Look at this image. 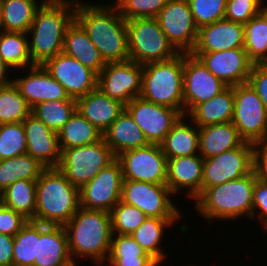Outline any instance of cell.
Segmentation results:
<instances>
[{
    "label": "cell",
    "instance_id": "obj_18",
    "mask_svg": "<svg viewBox=\"0 0 267 266\" xmlns=\"http://www.w3.org/2000/svg\"><path fill=\"white\" fill-rule=\"evenodd\" d=\"M43 66L71 98L78 99L97 88L98 74L63 52L48 59Z\"/></svg>",
    "mask_w": 267,
    "mask_h": 266
},
{
    "label": "cell",
    "instance_id": "obj_14",
    "mask_svg": "<svg viewBox=\"0 0 267 266\" xmlns=\"http://www.w3.org/2000/svg\"><path fill=\"white\" fill-rule=\"evenodd\" d=\"M122 183L121 165L115 159L79 189L80 206L110 213L120 201Z\"/></svg>",
    "mask_w": 267,
    "mask_h": 266
},
{
    "label": "cell",
    "instance_id": "obj_9",
    "mask_svg": "<svg viewBox=\"0 0 267 266\" xmlns=\"http://www.w3.org/2000/svg\"><path fill=\"white\" fill-rule=\"evenodd\" d=\"M231 122L245 142L255 144L267 140V110L248 82L234 86Z\"/></svg>",
    "mask_w": 267,
    "mask_h": 266
},
{
    "label": "cell",
    "instance_id": "obj_2",
    "mask_svg": "<svg viewBox=\"0 0 267 266\" xmlns=\"http://www.w3.org/2000/svg\"><path fill=\"white\" fill-rule=\"evenodd\" d=\"M77 0H46L37 10L27 34L29 53L34 65H43L61 53L64 34L74 20Z\"/></svg>",
    "mask_w": 267,
    "mask_h": 266
},
{
    "label": "cell",
    "instance_id": "obj_24",
    "mask_svg": "<svg viewBox=\"0 0 267 266\" xmlns=\"http://www.w3.org/2000/svg\"><path fill=\"white\" fill-rule=\"evenodd\" d=\"M124 109L123 103L110 98L99 88L76 99V110L102 133L108 129Z\"/></svg>",
    "mask_w": 267,
    "mask_h": 266
},
{
    "label": "cell",
    "instance_id": "obj_53",
    "mask_svg": "<svg viewBox=\"0 0 267 266\" xmlns=\"http://www.w3.org/2000/svg\"><path fill=\"white\" fill-rule=\"evenodd\" d=\"M12 72L11 68L8 67L0 57V89L8 86L13 82V79H9L8 72Z\"/></svg>",
    "mask_w": 267,
    "mask_h": 266
},
{
    "label": "cell",
    "instance_id": "obj_25",
    "mask_svg": "<svg viewBox=\"0 0 267 266\" xmlns=\"http://www.w3.org/2000/svg\"><path fill=\"white\" fill-rule=\"evenodd\" d=\"M72 261L64 226L40 223V239L34 266H65Z\"/></svg>",
    "mask_w": 267,
    "mask_h": 266
},
{
    "label": "cell",
    "instance_id": "obj_15",
    "mask_svg": "<svg viewBox=\"0 0 267 266\" xmlns=\"http://www.w3.org/2000/svg\"><path fill=\"white\" fill-rule=\"evenodd\" d=\"M227 87L191 53H183L184 115L197 104L206 102Z\"/></svg>",
    "mask_w": 267,
    "mask_h": 266
},
{
    "label": "cell",
    "instance_id": "obj_23",
    "mask_svg": "<svg viewBox=\"0 0 267 266\" xmlns=\"http://www.w3.org/2000/svg\"><path fill=\"white\" fill-rule=\"evenodd\" d=\"M203 163L200 154L168 159L166 185L170 192L176 196L181 190L189 189L186 196L194 200L201 193Z\"/></svg>",
    "mask_w": 267,
    "mask_h": 266
},
{
    "label": "cell",
    "instance_id": "obj_19",
    "mask_svg": "<svg viewBox=\"0 0 267 266\" xmlns=\"http://www.w3.org/2000/svg\"><path fill=\"white\" fill-rule=\"evenodd\" d=\"M227 86L247 83L253 63L244 48L211 53H191Z\"/></svg>",
    "mask_w": 267,
    "mask_h": 266
},
{
    "label": "cell",
    "instance_id": "obj_22",
    "mask_svg": "<svg viewBox=\"0 0 267 266\" xmlns=\"http://www.w3.org/2000/svg\"><path fill=\"white\" fill-rule=\"evenodd\" d=\"M234 48H244V25L222 18L199 28L195 47L190 53H211Z\"/></svg>",
    "mask_w": 267,
    "mask_h": 266
},
{
    "label": "cell",
    "instance_id": "obj_29",
    "mask_svg": "<svg viewBox=\"0 0 267 266\" xmlns=\"http://www.w3.org/2000/svg\"><path fill=\"white\" fill-rule=\"evenodd\" d=\"M234 86H227L212 99L197 104L186 116L198 127L232 121Z\"/></svg>",
    "mask_w": 267,
    "mask_h": 266
},
{
    "label": "cell",
    "instance_id": "obj_26",
    "mask_svg": "<svg viewBox=\"0 0 267 266\" xmlns=\"http://www.w3.org/2000/svg\"><path fill=\"white\" fill-rule=\"evenodd\" d=\"M103 139L115 156L149 144L141 128L125 109L103 133Z\"/></svg>",
    "mask_w": 267,
    "mask_h": 266
},
{
    "label": "cell",
    "instance_id": "obj_32",
    "mask_svg": "<svg viewBox=\"0 0 267 266\" xmlns=\"http://www.w3.org/2000/svg\"><path fill=\"white\" fill-rule=\"evenodd\" d=\"M180 218H157L147 217V219L130 235L137 243L153 257L160 265L166 259L165 251L161 246L164 230L178 221Z\"/></svg>",
    "mask_w": 267,
    "mask_h": 266
},
{
    "label": "cell",
    "instance_id": "obj_33",
    "mask_svg": "<svg viewBox=\"0 0 267 266\" xmlns=\"http://www.w3.org/2000/svg\"><path fill=\"white\" fill-rule=\"evenodd\" d=\"M57 133L61 151L71 147L91 145L103 139V133L77 110Z\"/></svg>",
    "mask_w": 267,
    "mask_h": 266
},
{
    "label": "cell",
    "instance_id": "obj_55",
    "mask_svg": "<svg viewBox=\"0 0 267 266\" xmlns=\"http://www.w3.org/2000/svg\"><path fill=\"white\" fill-rule=\"evenodd\" d=\"M65 266H78V265L76 264V261H72V262H70L69 264H67Z\"/></svg>",
    "mask_w": 267,
    "mask_h": 266
},
{
    "label": "cell",
    "instance_id": "obj_46",
    "mask_svg": "<svg viewBox=\"0 0 267 266\" xmlns=\"http://www.w3.org/2000/svg\"><path fill=\"white\" fill-rule=\"evenodd\" d=\"M150 256L131 235L112 234L108 257Z\"/></svg>",
    "mask_w": 267,
    "mask_h": 266
},
{
    "label": "cell",
    "instance_id": "obj_54",
    "mask_svg": "<svg viewBox=\"0 0 267 266\" xmlns=\"http://www.w3.org/2000/svg\"><path fill=\"white\" fill-rule=\"evenodd\" d=\"M266 1H262L260 10H259V15L267 22V5H265Z\"/></svg>",
    "mask_w": 267,
    "mask_h": 266
},
{
    "label": "cell",
    "instance_id": "obj_50",
    "mask_svg": "<svg viewBox=\"0 0 267 266\" xmlns=\"http://www.w3.org/2000/svg\"><path fill=\"white\" fill-rule=\"evenodd\" d=\"M253 171L256 178L267 183V140L253 144Z\"/></svg>",
    "mask_w": 267,
    "mask_h": 266
},
{
    "label": "cell",
    "instance_id": "obj_17",
    "mask_svg": "<svg viewBox=\"0 0 267 266\" xmlns=\"http://www.w3.org/2000/svg\"><path fill=\"white\" fill-rule=\"evenodd\" d=\"M143 65L134 61L106 63L98 74L97 88L124 105L141 93Z\"/></svg>",
    "mask_w": 267,
    "mask_h": 266
},
{
    "label": "cell",
    "instance_id": "obj_48",
    "mask_svg": "<svg viewBox=\"0 0 267 266\" xmlns=\"http://www.w3.org/2000/svg\"><path fill=\"white\" fill-rule=\"evenodd\" d=\"M255 214L267 231V183L258 178L253 187L252 219L256 218Z\"/></svg>",
    "mask_w": 267,
    "mask_h": 266
},
{
    "label": "cell",
    "instance_id": "obj_21",
    "mask_svg": "<svg viewBox=\"0 0 267 266\" xmlns=\"http://www.w3.org/2000/svg\"><path fill=\"white\" fill-rule=\"evenodd\" d=\"M26 153L37 159L46 168H57L61 160L58 133L30 114L23 122Z\"/></svg>",
    "mask_w": 267,
    "mask_h": 266
},
{
    "label": "cell",
    "instance_id": "obj_45",
    "mask_svg": "<svg viewBox=\"0 0 267 266\" xmlns=\"http://www.w3.org/2000/svg\"><path fill=\"white\" fill-rule=\"evenodd\" d=\"M263 0H227L224 18L244 25L259 14Z\"/></svg>",
    "mask_w": 267,
    "mask_h": 266
},
{
    "label": "cell",
    "instance_id": "obj_7",
    "mask_svg": "<svg viewBox=\"0 0 267 266\" xmlns=\"http://www.w3.org/2000/svg\"><path fill=\"white\" fill-rule=\"evenodd\" d=\"M126 22L129 60L145 65L170 60L179 54L156 18H136Z\"/></svg>",
    "mask_w": 267,
    "mask_h": 266
},
{
    "label": "cell",
    "instance_id": "obj_40",
    "mask_svg": "<svg viewBox=\"0 0 267 266\" xmlns=\"http://www.w3.org/2000/svg\"><path fill=\"white\" fill-rule=\"evenodd\" d=\"M31 114V107L12 82L0 89V124L23 122Z\"/></svg>",
    "mask_w": 267,
    "mask_h": 266
},
{
    "label": "cell",
    "instance_id": "obj_44",
    "mask_svg": "<svg viewBox=\"0 0 267 266\" xmlns=\"http://www.w3.org/2000/svg\"><path fill=\"white\" fill-rule=\"evenodd\" d=\"M198 28L224 18L227 0H188Z\"/></svg>",
    "mask_w": 267,
    "mask_h": 266
},
{
    "label": "cell",
    "instance_id": "obj_38",
    "mask_svg": "<svg viewBox=\"0 0 267 266\" xmlns=\"http://www.w3.org/2000/svg\"><path fill=\"white\" fill-rule=\"evenodd\" d=\"M244 50L253 63H267V22L258 14L244 24Z\"/></svg>",
    "mask_w": 267,
    "mask_h": 266
},
{
    "label": "cell",
    "instance_id": "obj_13",
    "mask_svg": "<svg viewBox=\"0 0 267 266\" xmlns=\"http://www.w3.org/2000/svg\"><path fill=\"white\" fill-rule=\"evenodd\" d=\"M155 18L168 41L179 53H190L194 49L199 28L188 0H169Z\"/></svg>",
    "mask_w": 267,
    "mask_h": 266
},
{
    "label": "cell",
    "instance_id": "obj_28",
    "mask_svg": "<svg viewBox=\"0 0 267 266\" xmlns=\"http://www.w3.org/2000/svg\"><path fill=\"white\" fill-rule=\"evenodd\" d=\"M62 52L77 59L97 74L106 66L96 46L75 20H73L65 31Z\"/></svg>",
    "mask_w": 267,
    "mask_h": 266
},
{
    "label": "cell",
    "instance_id": "obj_11",
    "mask_svg": "<svg viewBox=\"0 0 267 266\" xmlns=\"http://www.w3.org/2000/svg\"><path fill=\"white\" fill-rule=\"evenodd\" d=\"M116 159L121 165L123 180L166 184L168 159L159 144L124 151Z\"/></svg>",
    "mask_w": 267,
    "mask_h": 266
},
{
    "label": "cell",
    "instance_id": "obj_16",
    "mask_svg": "<svg viewBox=\"0 0 267 266\" xmlns=\"http://www.w3.org/2000/svg\"><path fill=\"white\" fill-rule=\"evenodd\" d=\"M125 110L141 128L149 144H161L182 114L168 106L155 104L135 97L125 105Z\"/></svg>",
    "mask_w": 267,
    "mask_h": 266
},
{
    "label": "cell",
    "instance_id": "obj_47",
    "mask_svg": "<svg viewBox=\"0 0 267 266\" xmlns=\"http://www.w3.org/2000/svg\"><path fill=\"white\" fill-rule=\"evenodd\" d=\"M28 221L23 214L0 205V233L15 236Z\"/></svg>",
    "mask_w": 267,
    "mask_h": 266
},
{
    "label": "cell",
    "instance_id": "obj_37",
    "mask_svg": "<svg viewBox=\"0 0 267 266\" xmlns=\"http://www.w3.org/2000/svg\"><path fill=\"white\" fill-rule=\"evenodd\" d=\"M40 239V223L29 220L14 236L13 266H34Z\"/></svg>",
    "mask_w": 267,
    "mask_h": 266
},
{
    "label": "cell",
    "instance_id": "obj_10",
    "mask_svg": "<svg viewBox=\"0 0 267 266\" xmlns=\"http://www.w3.org/2000/svg\"><path fill=\"white\" fill-rule=\"evenodd\" d=\"M174 196L166 184L123 180L120 201L135 206L148 217L181 218V212L172 202Z\"/></svg>",
    "mask_w": 267,
    "mask_h": 266
},
{
    "label": "cell",
    "instance_id": "obj_43",
    "mask_svg": "<svg viewBox=\"0 0 267 266\" xmlns=\"http://www.w3.org/2000/svg\"><path fill=\"white\" fill-rule=\"evenodd\" d=\"M169 0H116L114 5L126 19L155 18Z\"/></svg>",
    "mask_w": 267,
    "mask_h": 266
},
{
    "label": "cell",
    "instance_id": "obj_31",
    "mask_svg": "<svg viewBox=\"0 0 267 266\" xmlns=\"http://www.w3.org/2000/svg\"><path fill=\"white\" fill-rule=\"evenodd\" d=\"M46 0H0V30L27 33L37 10Z\"/></svg>",
    "mask_w": 267,
    "mask_h": 266
},
{
    "label": "cell",
    "instance_id": "obj_42",
    "mask_svg": "<svg viewBox=\"0 0 267 266\" xmlns=\"http://www.w3.org/2000/svg\"><path fill=\"white\" fill-rule=\"evenodd\" d=\"M27 141L22 122L0 124V160L26 154Z\"/></svg>",
    "mask_w": 267,
    "mask_h": 266
},
{
    "label": "cell",
    "instance_id": "obj_30",
    "mask_svg": "<svg viewBox=\"0 0 267 266\" xmlns=\"http://www.w3.org/2000/svg\"><path fill=\"white\" fill-rule=\"evenodd\" d=\"M186 117L178 119L160 144L167 159L199 154V127L185 121Z\"/></svg>",
    "mask_w": 267,
    "mask_h": 266
},
{
    "label": "cell",
    "instance_id": "obj_52",
    "mask_svg": "<svg viewBox=\"0 0 267 266\" xmlns=\"http://www.w3.org/2000/svg\"><path fill=\"white\" fill-rule=\"evenodd\" d=\"M14 236L0 233V266H13Z\"/></svg>",
    "mask_w": 267,
    "mask_h": 266
},
{
    "label": "cell",
    "instance_id": "obj_20",
    "mask_svg": "<svg viewBox=\"0 0 267 266\" xmlns=\"http://www.w3.org/2000/svg\"><path fill=\"white\" fill-rule=\"evenodd\" d=\"M26 71L28 73L23 78L13 77V83L31 108L43 101L76 100L67 94L43 65H34Z\"/></svg>",
    "mask_w": 267,
    "mask_h": 266
},
{
    "label": "cell",
    "instance_id": "obj_39",
    "mask_svg": "<svg viewBox=\"0 0 267 266\" xmlns=\"http://www.w3.org/2000/svg\"><path fill=\"white\" fill-rule=\"evenodd\" d=\"M76 111V100L43 101L31 108V114L51 130L58 132Z\"/></svg>",
    "mask_w": 267,
    "mask_h": 266
},
{
    "label": "cell",
    "instance_id": "obj_3",
    "mask_svg": "<svg viewBox=\"0 0 267 266\" xmlns=\"http://www.w3.org/2000/svg\"><path fill=\"white\" fill-rule=\"evenodd\" d=\"M64 228L73 261L89 257L95 265L106 262L112 238L110 213L80 206Z\"/></svg>",
    "mask_w": 267,
    "mask_h": 266
},
{
    "label": "cell",
    "instance_id": "obj_34",
    "mask_svg": "<svg viewBox=\"0 0 267 266\" xmlns=\"http://www.w3.org/2000/svg\"><path fill=\"white\" fill-rule=\"evenodd\" d=\"M46 167L29 154L0 160V193L17 180H37Z\"/></svg>",
    "mask_w": 267,
    "mask_h": 266
},
{
    "label": "cell",
    "instance_id": "obj_12",
    "mask_svg": "<svg viewBox=\"0 0 267 266\" xmlns=\"http://www.w3.org/2000/svg\"><path fill=\"white\" fill-rule=\"evenodd\" d=\"M253 171V144L241 146L204 159L201 192L205 188L238 179Z\"/></svg>",
    "mask_w": 267,
    "mask_h": 266
},
{
    "label": "cell",
    "instance_id": "obj_8",
    "mask_svg": "<svg viewBox=\"0 0 267 266\" xmlns=\"http://www.w3.org/2000/svg\"><path fill=\"white\" fill-rule=\"evenodd\" d=\"M115 159V154L102 139L91 145L63 149L57 168L80 189Z\"/></svg>",
    "mask_w": 267,
    "mask_h": 266
},
{
    "label": "cell",
    "instance_id": "obj_51",
    "mask_svg": "<svg viewBox=\"0 0 267 266\" xmlns=\"http://www.w3.org/2000/svg\"><path fill=\"white\" fill-rule=\"evenodd\" d=\"M106 262L110 266H160L151 256L108 257Z\"/></svg>",
    "mask_w": 267,
    "mask_h": 266
},
{
    "label": "cell",
    "instance_id": "obj_36",
    "mask_svg": "<svg viewBox=\"0 0 267 266\" xmlns=\"http://www.w3.org/2000/svg\"><path fill=\"white\" fill-rule=\"evenodd\" d=\"M27 33L0 30V57L13 70L34 66L30 53Z\"/></svg>",
    "mask_w": 267,
    "mask_h": 266
},
{
    "label": "cell",
    "instance_id": "obj_27",
    "mask_svg": "<svg viewBox=\"0 0 267 266\" xmlns=\"http://www.w3.org/2000/svg\"><path fill=\"white\" fill-rule=\"evenodd\" d=\"M244 142L232 122L199 127V154L204 159L239 147Z\"/></svg>",
    "mask_w": 267,
    "mask_h": 266
},
{
    "label": "cell",
    "instance_id": "obj_41",
    "mask_svg": "<svg viewBox=\"0 0 267 266\" xmlns=\"http://www.w3.org/2000/svg\"><path fill=\"white\" fill-rule=\"evenodd\" d=\"M112 234L130 235L146 219L147 215L135 206L119 201L110 212Z\"/></svg>",
    "mask_w": 267,
    "mask_h": 266
},
{
    "label": "cell",
    "instance_id": "obj_5",
    "mask_svg": "<svg viewBox=\"0 0 267 266\" xmlns=\"http://www.w3.org/2000/svg\"><path fill=\"white\" fill-rule=\"evenodd\" d=\"M254 171L221 185L205 188L194 200L197 212L208 220H233L241 216L251 218Z\"/></svg>",
    "mask_w": 267,
    "mask_h": 266
},
{
    "label": "cell",
    "instance_id": "obj_49",
    "mask_svg": "<svg viewBox=\"0 0 267 266\" xmlns=\"http://www.w3.org/2000/svg\"><path fill=\"white\" fill-rule=\"evenodd\" d=\"M248 83L258 94L267 110V63H256L252 65Z\"/></svg>",
    "mask_w": 267,
    "mask_h": 266
},
{
    "label": "cell",
    "instance_id": "obj_1",
    "mask_svg": "<svg viewBox=\"0 0 267 266\" xmlns=\"http://www.w3.org/2000/svg\"><path fill=\"white\" fill-rule=\"evenodd\" d=\"M74 20L83 28L105 63L129 60L126 19L109 4L76 2Z\"/></svg>",
    "mask_w": 267,
    "mask_h": 266
},
{
    "label": "cell",
    "instance_id": "obj_6",
    "mask_svg": "<svg viewBox=\"0 0 267 266\" xmlns=\"http://www.w3.org/2000/svg\"><path fill=\"white\" fill-rule=\"evenodd\" d=\"M140 97L184 115L183 53L170 60L143 65Z\"/></svg>",
    "mask_w": 267,
    "mask_h": 266
},
{
    "label": "cell",
    "instance_id": "obj_4",
    "mask_svg": "<svg viewBox=\"0 0 267 266\" xmlns=\"http://www.w3.org/2000/svg\"><path fill=\"white\" fill-rule=\"evenodd\" d=\"M79 207V188L58 168H46L36 180V210L32 221L64 226Z\"/></svg>",
    "mask_w": 267,
    "mask_h": 266
},
{
    "label": "cell",
    "instance_id": "obj_35",
    "mask_svg": "<svg viewBox=\"0 0 267 266\" xmlns=\"http://www.w3.org/2000/svg\"><path fill=\"white\" fill-rule=\"evenodd\" d=\"M1 203L33 220L36 210V180H17L0 193Z\"/></svg>",
    "mask_w": 267,
    "mask_h": 266
}]
</instances>
